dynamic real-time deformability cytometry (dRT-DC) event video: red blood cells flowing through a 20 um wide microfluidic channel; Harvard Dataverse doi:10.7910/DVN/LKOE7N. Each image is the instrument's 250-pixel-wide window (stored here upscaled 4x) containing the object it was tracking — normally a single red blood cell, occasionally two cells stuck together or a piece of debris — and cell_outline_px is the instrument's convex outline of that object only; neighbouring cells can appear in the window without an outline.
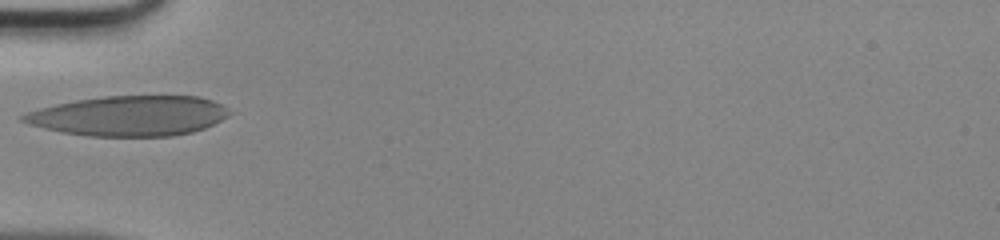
{"species": "human", "species_latin": "Homo sapiens", "temperature_condition": "room temperature", "stored_images_in_passage": 32, "camera_frame_rate_fps": 3000, "um_per_image_px": 0.085, "donor": {"sex": "male"}, "frame": {"image": 1, "passage_image": 1, "time_ms": 0.0, "image_size_px": [1000, 240], "cell_outline_px": [[232, 112], [228, 116], [204, 128], [192, 132], [172, 136], [88, 136], [60, 132], [28, 124], [20, 120], [20, 116], [28, 112], [40, 108], [56, 104], [76, 100], [104, 96], [200, 96], [212, 100], [228, 108]], "centroid_in_image_um": [10.98, 9.85], "position_along_channel_um": 74.0, "area_um2": 48.15}}
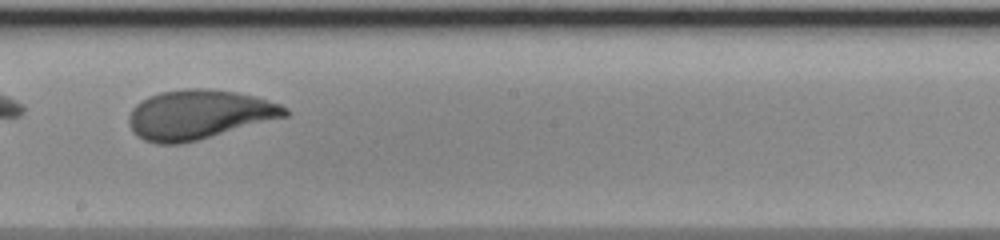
{"frame": {"image": 2, "passage_image": 12, "time_ms": 3.667, "image_size_px": [1000, 240], "cell_outline_px": [[292, 112], [288, 116], [196, 140], [180, 144], [156, 144], [144, 140], [136, 136], [132, 132], [128, 124], [128, 116], [132, 108], [136, 104], [148, 96], [160, 92], [184, 88], [208, 88], [236, 92], [256, 96], [280, 104], [288, 108]], "centroid_in_image_um": [16.89, 9.73], "position_along_channel_um": 231.3, "area_um2": 45.2}}
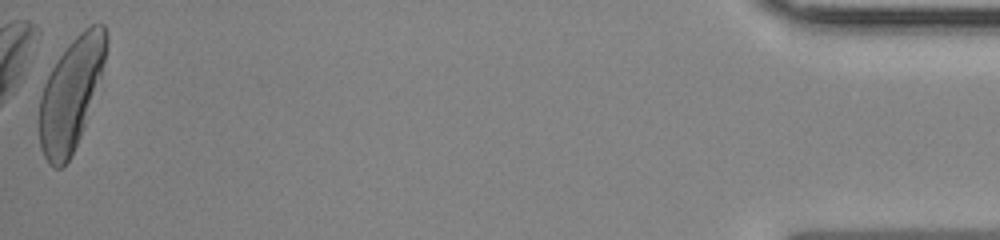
{"frame": {"image": 3, "passage_image": 32, "time_ms": 10.333, "image_size_px": [1000, 240], "cell_outline_px": [[108, 40], [100, 80], [80, 136], [68, 160], [60, 168], [52, 168], [48, 164], [40, 148], [36, 120], [40, 96], [44, 84], [56, 60], [68, 44], [84, 28], [92, 24], [104, 24], [108, 32]], "centroid_in_image_um": [5.99, 7.99], "position_along_channel_um": 429.2, "area_um2": 43.75}}